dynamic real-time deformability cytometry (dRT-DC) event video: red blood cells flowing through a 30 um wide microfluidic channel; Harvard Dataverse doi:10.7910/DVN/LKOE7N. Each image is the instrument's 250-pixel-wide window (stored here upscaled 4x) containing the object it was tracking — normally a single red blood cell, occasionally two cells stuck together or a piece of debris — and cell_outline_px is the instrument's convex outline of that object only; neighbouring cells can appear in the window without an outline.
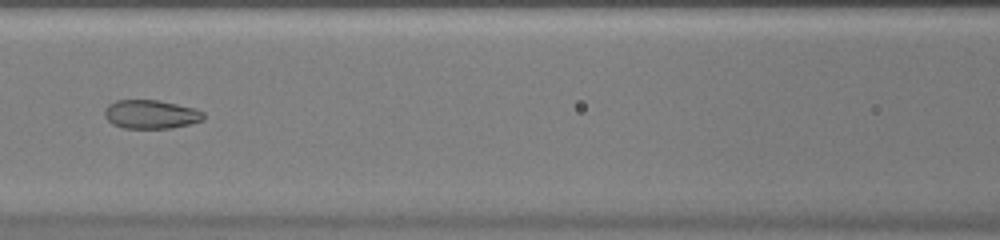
{"species": "common noctule bat (a hibernating species)", "species_latin": "Nyctalus noctula", "temperature_condition": "warm", "stored_images_in_passage": 47, "camera_frame_rate_fps": 3000, "um_per_image_px": 0.085, "animal": {"sex": "female", "body_mass_g": 20.0, "forearm_length_mm": 54.0}, "frame": {"image": 1, "passage_image": 22, "time_ms": 7.0, "image_size_px": [1000, 240], "cell_outline_px": [[204, 120], [172, 128], [124, 128], [112, 124], [104, 116], [104, 108], [108, 104], [116, 100], [156, 100], [176, 104], [192, 108], [204, 112]], "centroid_in_image_um": [12.79, 9.72], "position_along_channel_um": 153.8, "area_um2": 16.53}}
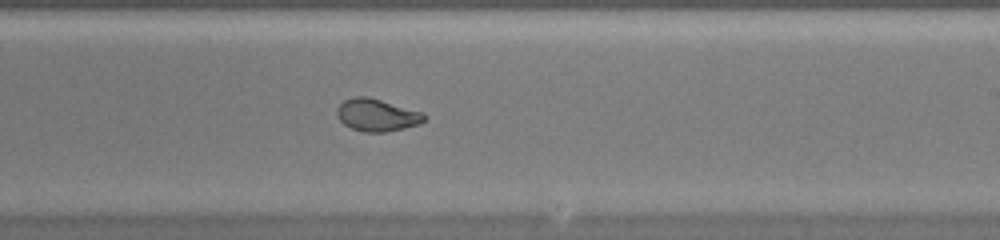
{"frame": {"image": 2, "passage_image": 29, "time_ms": 9.333, "image_size_px": [1000, 240], "cell_outline_px": [[424, 120], [420, 124], [404, 128], [384, 132], [364, 132], [352, 128], [344, 124], [336, 116], [336, 108], [344, 100], [352, 96], [368, 96], [424, 112]], "centroid_in_image_um": [32.01, 9.76], "position_along_channel_um": 257.0, "area_um2": 16.59}}
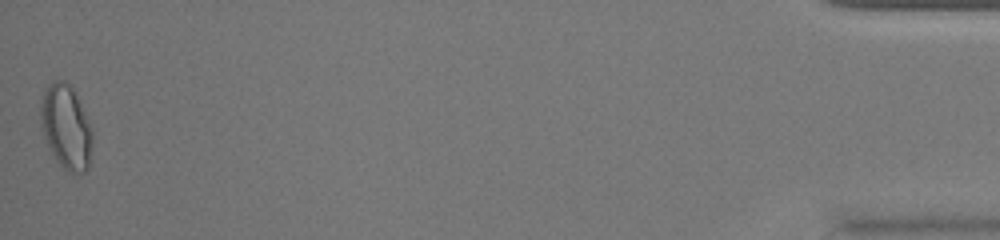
{"frame": {"image": 3, "passage_image": 47, "time_ms": 15.333, "image_size_px": [1000, 240], "cell_outline_px": [[92, 140], [88, 168], [84, 172], [72, 176], [56, 160], [48, 144], [40, 124], [40, 104], [44, 92], [56, 80], [64, 80], [72, 88], [92, 128]], "centroid_in_image_um": [5.62, 10.84], "position_along_channel_um": 429.6, "area_um2": 25.03}}